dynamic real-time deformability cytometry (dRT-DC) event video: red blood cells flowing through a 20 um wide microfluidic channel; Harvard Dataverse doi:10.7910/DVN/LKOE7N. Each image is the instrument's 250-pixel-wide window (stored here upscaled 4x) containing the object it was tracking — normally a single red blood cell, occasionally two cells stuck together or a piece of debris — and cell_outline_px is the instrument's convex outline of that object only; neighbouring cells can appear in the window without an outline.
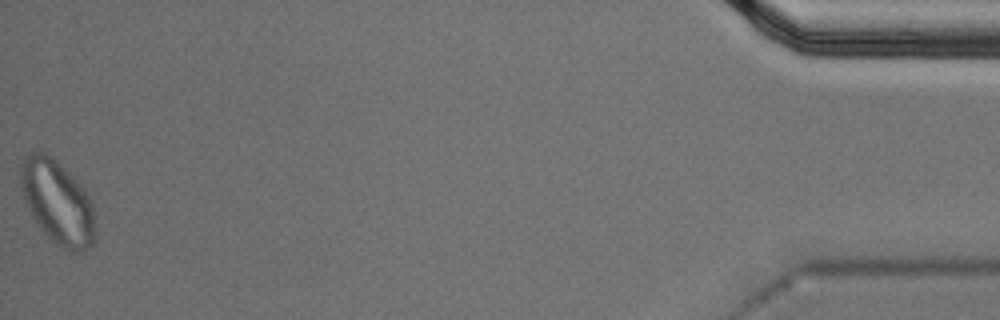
{"species": "Egyptian fruit bat (a non-hibernating species)", "species_latin": "Rousettus aegyptiacus", "temperature_condition": "cold", "stored_images_in_passage": 53, "segment_of_instrument_passage": [2, 2], "camera_frame_rate_fps": 3000, "um_per_image_px": 0.085, "animal": {"sex": "male"}, "frame": {"image": 1, "passage_image": 53, "time_ms": 17.333, "image_size_px": [1000, 320], "cell_outline_px": [[96, 240], [84, 252], [68, 252], [60, 248], [44, 232], [32, 216], [28, 208], [20, 184], [20, 164], [24, 156], [32, 152], [44, 152], [56, 160], [80, 184], [88, 196], [92, 204], [96, 232]], "centroid_in_image_um": [4.9, 17.22], "position_along_channel_um": 430.3, "area_um2": 36.41}}